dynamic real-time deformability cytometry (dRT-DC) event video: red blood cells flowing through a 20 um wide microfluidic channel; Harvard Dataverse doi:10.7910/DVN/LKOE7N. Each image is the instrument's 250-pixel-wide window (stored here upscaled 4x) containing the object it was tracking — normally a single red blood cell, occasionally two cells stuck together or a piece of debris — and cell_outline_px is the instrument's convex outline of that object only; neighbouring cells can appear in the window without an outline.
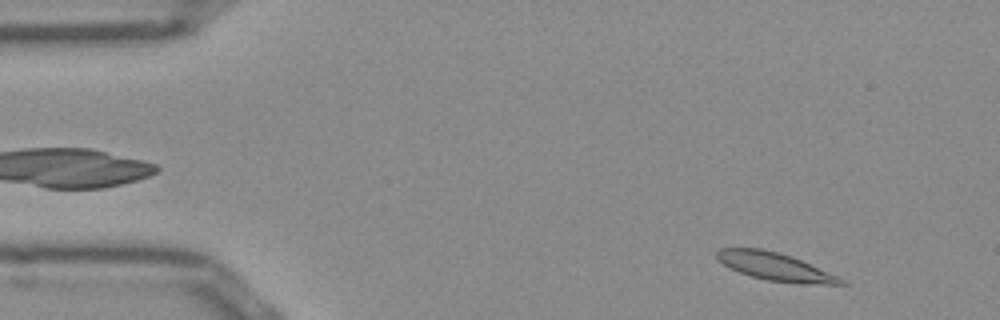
{"species": "Egyptian fruit bat (a non-hibernating species)", "species_latin": "Rousettus aegyptiacus", "temperature_condition": "room temperature", "stored_images_in_passage": 50, "camera_frame_rate_fps": 3000, "um_per_image_px": 0.085, "frame": {"image": 1, "passage_image": 3, "time_ms": 0.667, "image_size_px": [1000, 320], "cell_outline_px": [[848, 284], [796, 284], [768, 280], [752, 276], [728, 268], [716, 260], [716, 252], [720, 248], [764, 248], [780, 252], [792, 256], [836, 276], [844, 280]], "centroid_in_image_um": [65.82, 22.65], "position_along_channel_um": 19.2, "area_um2": 20.17}}
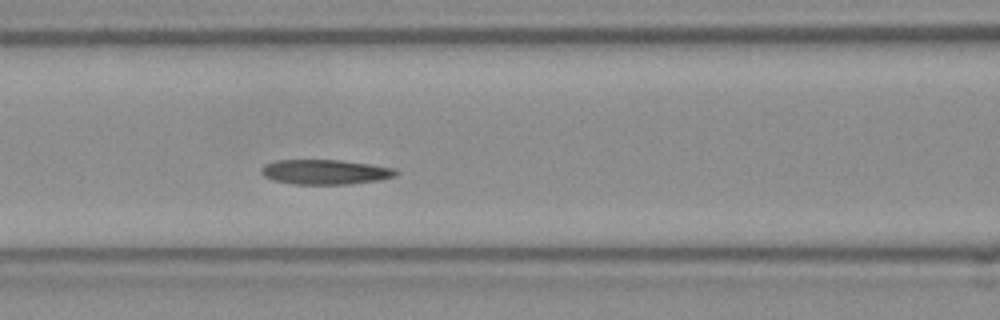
{"frame": {"image": 2, "passage_image": 19, "time_ms": 6.0, "image_size_px": [1000, 320], "cell_outline_px": [[400, 172], [396, 176], [376, 180], [348, 184], [292, 184], [272, 180], [264, 176], [260, 172], [260, 168], [264, 164], [276, 160], [340, 160], [396, 168]], "centroid_in_image_um": [27.61, 14.61], "position_along_channel_um": 139.0, "area_um2": 19.54}}
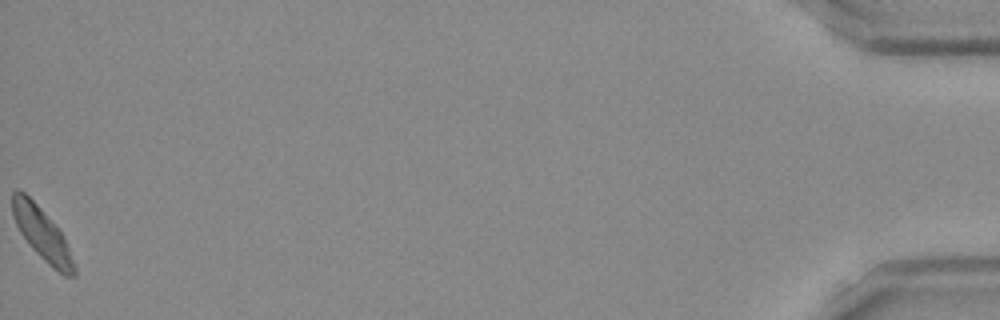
{"frame": {"image": 3, "passage_image": 50, "time_ms": 16.333, "image_size_px": [1000, 320], "cell_outline_px": [[76, 276], [64, 276], [52, 268], [32, 248], [20, 232], [16, 224], [12, 212], [12, 192], [16, 188], [24, 192], [40, 208], [64, 236], [76, 264]], "centroid_in_image_um": [3.6, 19.92], "position_along_channel_um": 431.6, "area_um2": 18.73}, "authors_computed_cell_mechanics": {"area_um2": 19.4497, "velocity_mm_per_s": 3.8525, "shape_relaxation_time_tau1_ms": 6.2922, "shape_relaxation_time_tau2_ms": 7.2283, "deformation_change_tau1": 0.1643, "deformation_change_tau2": 0.0818}}